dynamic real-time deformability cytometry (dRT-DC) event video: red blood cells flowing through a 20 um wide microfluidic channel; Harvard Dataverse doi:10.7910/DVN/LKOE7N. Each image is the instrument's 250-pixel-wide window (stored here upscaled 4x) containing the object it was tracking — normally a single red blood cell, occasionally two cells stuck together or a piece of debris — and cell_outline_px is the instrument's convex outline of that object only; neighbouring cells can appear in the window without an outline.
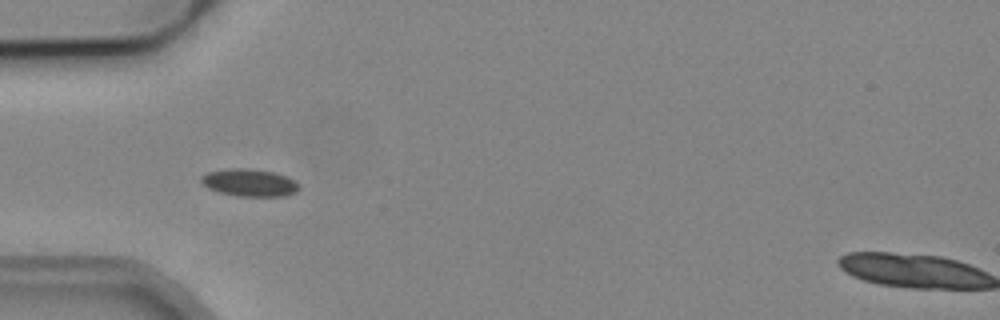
{"species": "common noctule bat (a hibernating species)", "species_latin": "Nyctalus noctula", "temperature_condition": "cold", "stored_images_in_passage": 1, "camera_frame_rate_fps": 3000, "um_per_image_px": 0.085, "animal": {"sex": "male", "body_mass_g": 19.2, "forearm_length_mm": 51.8}, "frame": {"image": 1, "passage_image": 1, "time_ms": 0.0, "image_size_px": [1000, 320], "cell_outline_px": [[300, 188], [296, 192], [284, 196], [236, 196], [220, 192], [208, 188], [200, 180], [200, 176], [208, 172], [232, 168], [248, 168], [276, 172], [288, 176], [300, 184]], "centroid_in_image_um": [21.24, 15.52], "position_along_channel_um": 63.8, "area_um2": 15.78}}